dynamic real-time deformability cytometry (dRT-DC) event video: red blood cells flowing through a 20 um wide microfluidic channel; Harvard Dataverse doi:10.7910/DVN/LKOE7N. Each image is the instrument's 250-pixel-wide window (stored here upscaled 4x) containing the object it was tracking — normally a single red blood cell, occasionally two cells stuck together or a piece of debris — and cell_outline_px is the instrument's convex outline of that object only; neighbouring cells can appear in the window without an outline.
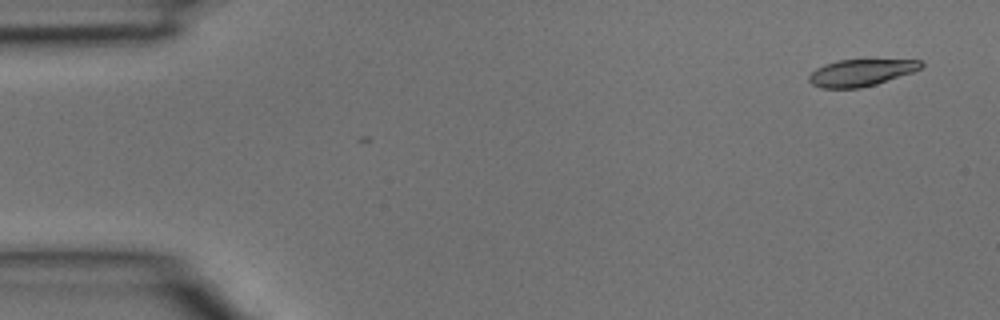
{"species": "common noctule bat (a hibernating species)", "species_latin": "Nyctalus noctula", "temperature_condition": "room temperature", "stored_images_in_passage": 3, "camera_frame_rate_fps": 3000, "um_per_image_px": 0.085, "animal": {"sex": "male", "body_mass_g": 15.6}, "frame": {"image": 1, "passage_image": 1, "time_ms": 0.0, "image_size_px": [1000, 320], "cell_outline_px": [[924, 64], [920, 68], [912, 72], [876, 84], [860, 88], [820, 88], [812, 84], [808, 80], [808, 76], [816, 68], [824, 64], [836, 60], [920, 60]], "centroid_in_image_um": [73.13, 6.18], "position_along_channel_um": 11.9, "area_um2": 17.4}}